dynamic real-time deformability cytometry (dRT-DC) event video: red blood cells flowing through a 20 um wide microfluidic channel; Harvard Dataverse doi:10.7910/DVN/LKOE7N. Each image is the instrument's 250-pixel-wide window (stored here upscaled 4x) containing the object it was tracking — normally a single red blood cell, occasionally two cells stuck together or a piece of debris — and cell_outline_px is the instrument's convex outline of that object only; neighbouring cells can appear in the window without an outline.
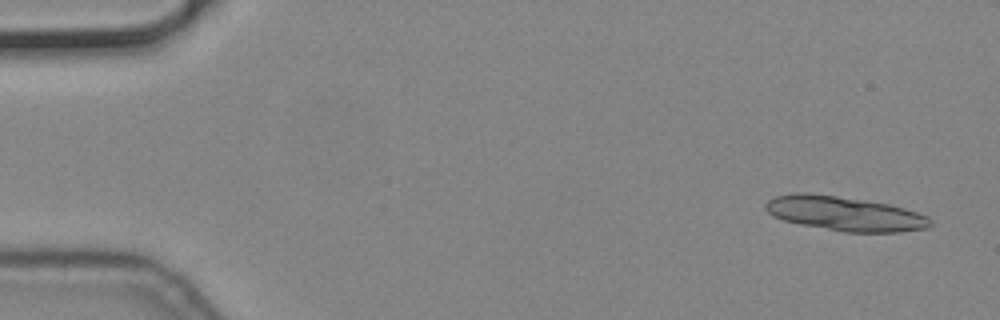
{"species": "common noctule bat (a hibernating species)", "species_latin": "Nyctalus noctula", "temperature_condition": "cold", "stored_images_in_passage": 5, "camera_frame_rate_fps": 3000, "um_per_image_px": 0.085, "animal": {"sex": "male", "body_mass_g": 19.2, "forearm_length_mm": 51.8}, "frame": {"image": 1, "passage_image": 1, "time_ms": 0.0, "image_size_px": [1000, 320], "cell_outline_px": [[932, 224], [928, 228], [900, 232], [844, 232], [800, 224], [784, 220], [772, 216], [764, 208], [764, 204], [768, 200], [776, 196], [792, 192], [808, 192], [836, 196], [888, 204], [904, 208], [928, 216], [932, 220]], "centroid_in_image_um": [71.78, 18.16], "position_along_channel_um": 13.2, "area_um2": 33.06}}